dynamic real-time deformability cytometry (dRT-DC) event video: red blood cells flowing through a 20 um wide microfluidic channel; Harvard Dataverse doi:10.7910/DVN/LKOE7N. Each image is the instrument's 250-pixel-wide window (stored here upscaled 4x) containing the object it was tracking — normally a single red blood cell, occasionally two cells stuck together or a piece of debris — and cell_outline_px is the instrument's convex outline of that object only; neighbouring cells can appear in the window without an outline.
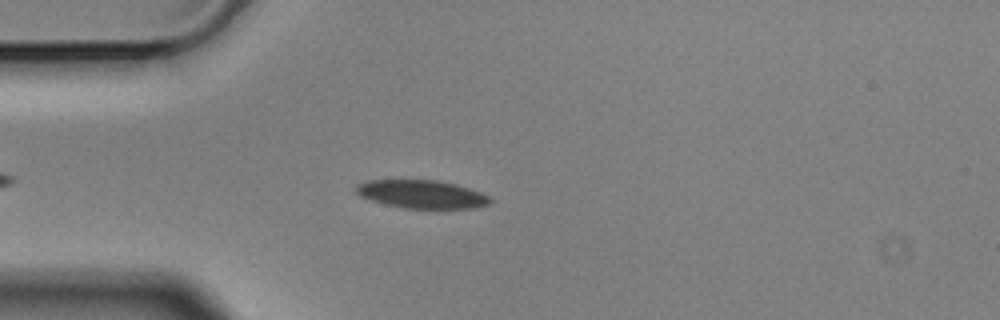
{"species": "Egyptian fruit bat (a non-hibernating species)", "species_latin": "Rousettus aegyptiacus", "temperature_condition": "cold", "stored_images_in_passage": 4, "camera_frame_rate_fps": 3000, "um_per_image_px": 0.085, "animal": {"sex": "male"}, "frame": {"image": 1, "passage_image": 4, "time_ms": 1.0, "image_size_px": [1000, 320], "cell_outline_px": [[492, 200], [488, 204], [476, 208], [404, 208], [384, 204], [360, 196], [356, 192], [356, 184], [368, 180], [436, 180], [456, 184], [480, 192], [488, 196]], "centroid_in_image_um": [35.83, 16.5], "position_along_channel_um": 49.2, "area_um2": 21.91}}